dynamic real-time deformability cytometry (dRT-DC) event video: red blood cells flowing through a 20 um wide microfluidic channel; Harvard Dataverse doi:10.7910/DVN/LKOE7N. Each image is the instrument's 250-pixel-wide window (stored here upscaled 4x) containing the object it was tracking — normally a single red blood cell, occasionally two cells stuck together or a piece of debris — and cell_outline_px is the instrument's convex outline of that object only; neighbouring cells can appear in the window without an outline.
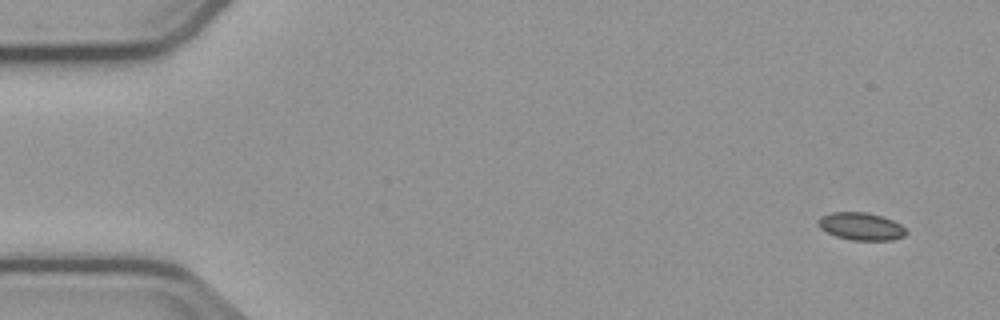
{"species": "common noctule bat (a hibernating species)", "species_latin": "Nyctalus noctula", "temperature_condition": "cold", "stored_images_in_passage": 6, "camera_frame_rate_fps": 3000, "um_per_image_px": 0.085, "animal": {"sex": "male", "body_mass_g": 23.1, "forearm_length_mm": 52.7}, "frame": {"image": 1, "passage_image": 1, "time_ms": 0.0, "image_size_px": [1000, 320], "cell_outline_px": [[908, 232], [904, 236], [892, 240], [852, 240], [836, 236], [820, 228], [816, 224], [816, 220], [820, 216], [832, 212], [868, 212], [892, 220], [900, 224]], "centroid_in_image_um": [73.16, 19.23], "position_along_channel_um": 11.8, "area_um2": 14.16}}
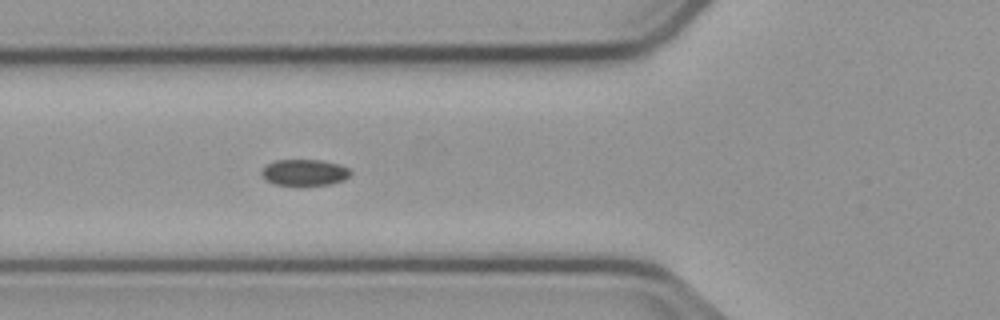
{"frame": {"image": 2, "passage_image": 6, "time_ms": 5.667, "image_size_px": [1000, 320], "cell_outline_px": [[352, 176], [344, 180], [332, 184], [276, 184], [264, 180], [260, 176], [260, 172], [264, 164], [276, 160], [320, 160], [340, 164], [348, 168], [352, 172]], "centroid_in_image_um": [25.86, 14.64], "position_along_channel_um": 99.9, "area_um2": 13.76}}